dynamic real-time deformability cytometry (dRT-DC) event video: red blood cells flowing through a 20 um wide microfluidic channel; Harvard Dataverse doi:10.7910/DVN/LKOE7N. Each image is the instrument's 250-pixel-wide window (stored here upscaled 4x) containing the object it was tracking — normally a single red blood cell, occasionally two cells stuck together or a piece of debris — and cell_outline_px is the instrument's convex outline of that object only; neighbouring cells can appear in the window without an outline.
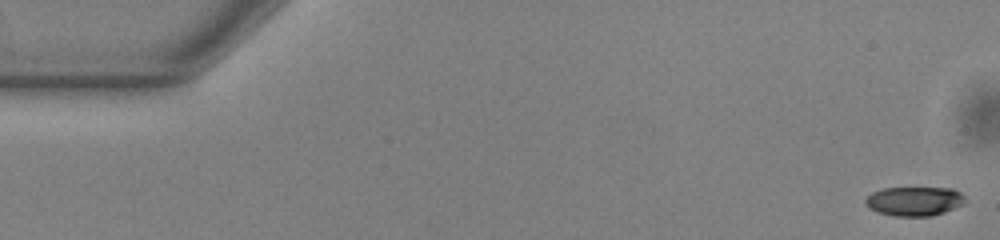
{"species": "common noctule bat (a hibernating species)", "species_latin": "Nyctalus noctula", "temperature_condition": "warm", "stored_images_in_passage": 53, "camera_frame_rate_fps": 3000, "um_per_image_px": 0.085, "animal": {"sex": "male", "body_mass_g": 13.0, "forearm_length_mm": 53.1}, "frame": {"image": 1, "passage_image": 1, "time_ms": 0.0, "image_size_px": [1000, 240], "cell_outline_px": [[964, 204], [944, 212], [932, 216], [896, 216], [876, 212], [868, 208], [864, 204], [864, 200], [872, 192], [884, 188], [952, 188], [960, 192], [964, 196]], "centroid_in_image_um": [77.69, 17.1], "position_along_channel_um": 7.3, "area_um2": 17.05}}
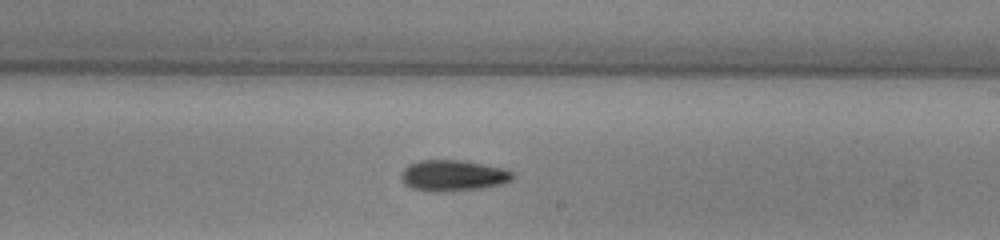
{"frame": {"image": 2, "passage_image": 31, "time_ms": 10.0, "image_size_px": [1000, 240], "cell_outline_px": [[512, 180], [504, 184], [480, 188], [452, 192], [432, 192], [412, 188], [404, 184], [400, 176], [400, 172], [408, 164], [420, 160], [460, 160], [484, 164], [500, 168], [512, 172]], "centroid_in_image_um": [38.46, 14.93], "position_along_channel_um": 250.5, "area_um2": 20.35}}
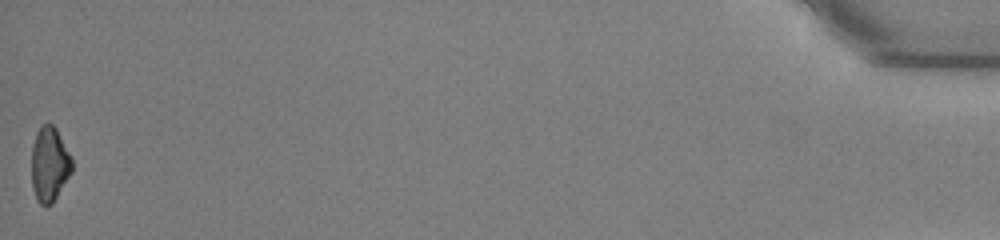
{"frame": {"image": 3, "passage_image": 53, "time_ms": 17.333, "image_size_px": [1000, 240], "cell_outline_px": [[72, 172], [52, 204], [44, 208], [36, 200], [32, 188], [32, 144], [36, 132], [48, 120], [56, 128], [72, 156]], "centroid_in_image_um": [4.21, 13.97], "position_along_channel_um": 431.0, "area_um2": 17.98}, "authors_computed_cell_mechanics": {"area_um2": 18.6116, "velocity_mm_per_s": 3.8818, "shape_relaxation_time_tau1_ms": 3.9002, "shape_relaxation_time_tau2_ms": null, "deformation_change_tau1": 0.1233, "deformation_change_tau2": null}}